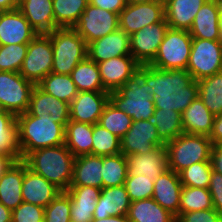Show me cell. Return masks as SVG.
Wrapping results in <instances>:
<instances>
[{"instance_id": "cell-47", "label": "cell", "mask_w": 222, "mask_h": 222, "mask_svg": "<svg viewBox=\"0 0 222 222\" xmlns=\"http://www.w3.org/2000/svg\"><path fill=\"white\" fill-rule=\"evenodd\" d=\"M12 222H44V208L22 202L12 210Z\"/></svg>"}, {"instance_id": "cell-52", "label": "cell", "mask_w": 222, "mask_h": 222, "mask_svg": "<svg viewBox=\"0 0 222 222\" xmlns=\"http://www.w3.org/2000/svg\"><path fill=\"white\" fill-rule=\"evenodd\" d=\"M213 145L222 144V113L215 115L213 121V129L209 135Z\"/></svg>"}, {"instance_id": "cell-41", "label": "cell", "mask_w": 222, "mask_h": 222, "mask_svg": "<svg viewBox=\"0 0 222 222\" xmlns=\"http://www.w3.org/2000/svg\"><path fill=\"white\" fill-rule=\"evenodd\" d=\"M98 124L121 139L130 129L132 118L109 101L103 109Z\"/></svg>"}, {"instance_id": "cell-26", "label": "cell", "mask_w": 222, "mask_h": 222, "mask_svg": "<svg viewBox=\"0 0 222 222\" xmlns=\"http://www.w3.org/2000/svg\"><path fill=\"white\" fill-rule=\"evenodd\" d=\"M24 179V160H16L0 177V202L10 209H16L22 202V182Z\"/></svg>"}, {"instance_id": "cell-36", "label": "cell", "mask_w": 222, "mask_h": 222, "mask_svg": "<svg viewBox=\"0 0 222 222\" xmlns=\"http://www.w3.org/2000/svg\"><path fill=\"white\" fill-rule=\"evenodd\" d=\"M152 121L159 138L165 144L184 133L181 113L177 111L155 108Z\"/></svg>"}, {"instance_id": "cell-34", "label": "cell", "mask_w": 222, "mask_h": 222, "mask_svg": "<svg viewBox=\"0 0 222 222\" xmlns=\"http://www.w3.org/2000/svg\"><path fill=\"white\" fill-rule=\"evenodd\" d=\"M71 78L78 92L106 91L102 85L98 64L88 57L72 70Z\"/></svg>"}, {"instance_id": "cell-21", "label": "cell", "mask_w": 222, "mask_h": 222, "mask_svg": "<svg viewBox=\"0 0 222 222\" xmlns=\"http://www.w3.org/2000/svg\"><path fill=\"white\" fill-rule=\"evenodd\" d=\"M125 55H131L130 40L120 29L87 44V57L96 63Z\"/></svg>"}, {"instance_id": "cell-16", "label": "cell", "mask_w": 222, "mask_h": 222, "mask_svg": "<svg viewBox=\"0 0 222 222\" xmlns=\"http://www.w3.org/2000/svg\"><path fill=\"white\" fill-rule=\"evenodd\" d=\"M26 112L40 119L54 120L60 124H67L70 121V104L47 94L37 85L31 92Z\"/></svg>"}, {"instance_id": "cell-17", "label": "cell", "mask_w": 222, "mask_h": 222, "mask_svg": "<svg viewBox=\"0 0 222 222\" xmlns=\"http://www.w3.org/2000/svg\"><path fill=\"white\" fill-rule=\"evenodd\" d=\"M97 64L102 85L109 93L123 86L140 66L132 55L113 57Z\"/></svg>"}, {"instance_id": "cell-44", "label": "cell", "mask_w": 222, "mask_h": 222, "mask_svg": "<svg viewBox=\"0 0 222 222\" xmlns=\"http://www.w3.org/2000/svg\"><path fill=\"white\" fill-rule=\"evenodd\" d=\"M28 43L0 45V71L20 72Z\"/></svg>"}, {"instance_id": "cell-54", "label": "cell", "mask_w": 222, "mask_h": 222, "mask_svg": "<svg viewBox=\"0 0 222 222\" xmlns=\"http://www.w3.org/2000/svg\"><path fill=\"white\" fill-rule=\"evenodd\" d=\"M19 0H0V11H11L18 8Z\"/></svg>"}, {"instance_id": "cell-22", "label": "cell", "mask_w": 222, "mask_h": 222, "mask_svg": "<svg viewBox=\"0 0 222 222\" xmlns=\"http://www.w3.org/2000/svg\"><path fill=\"white\" fill-rule=\"evenodd\" d=\"M17 9L37 34H48L59 28L55 24L53 0H19Z\"/></svg>"}, {"instance_id": "cell-27", "label": "cell", "mask_w": 222, "mask_h": 222, "mask_svg": "<svg viewBox=\"0 0 222 222\" xmlns=\"http://www.w3.org/2000/svg\"><path fill=\"white\" fill-rule=\"evenodd\" d=\"M208 0H164L165 19L170 28L188 30L199 9Z\"/></svg>"}, {"instance_id": "cell-1", "label": "cell", "mask_w": 222, "mask_h": 222, "mask_svg": "<svg viewBox=\"0 0 222 222\" xmlns=\"http://www.w3.org/2000/svg\"><path fill=\"white\" fill-rule=\"evenodd\" d=\"M142 80L153 88L155 108L183 113L198 97V82L186 69H158L142 65Z\"/></svg>"}, {"instance_id": "cell-50", "label": "cell", "mask_w": 222, "mask_h": 222, "mask_svg": "<svg viewBox=\"0 0 222 222\" xmlns=\"http://www.w3.org/2000/svg\"><path fill=\"white\" fill-rule=\"evenodd\" d=\"M89 4L119 14L125 8L127 0H89Z\"/></svg>"}, {"instance_id": "cell-12", "label": "cell", "mask_w": 222, "mask_h": 222, "mask_svg": "<svg viewBox=\"0 0 222 222\" xmlns=\"http://www.w3.org/2000/svg\"><path fill=\"white\" fill-rule=\"evenodd\" d=\"M165 19L164 1H153L143 4H126L119 13V29L131 35L150 24L162 22Z\"/></svg>"}, {"instance_id": "cell-32", "label": "cell", "mask_w": 222, "mask_h": 222, "mask_svg": "<svg viewBox=\"0 0 222 222\" xmlns=\"http://www.w3.org/2000/svg\"><path fill=\"white\" fill-rule=\"evenodd\" d=\"M127 217L130 222H176V216L153 198L131 202Z\"/></svg>"}, {"instance_id": "cell-33", "label": "cell", "mask_w": 222, "mask_h": 222, "mask_svg": "<svg viewBox=\"0 0 222 222\" xmlns=\"http://www.w3.org/2000/svg\"><path fill=\"white\" fill-rule=\"evenodd\" d=\"M37 86L47 94L69 104L78 95L77 87L71 75L51 72Z\"/></svg>"}, {"instance_id": "cell-5", "label": "cell", "mask_w": 222, "mask_h": 222, "mask_svg": "<svg viewBox=\"0 0 222 222\" xmlns=\"http://www.w3.org/2000/svg\"><path fill=\"white\" fill-rule=\"evenodd\" d=\"M53 49L52 71L71 75L72 70L87 57V44L74 28H57L47 34Z\"/></svg>"}, {"instance_id": "cell-53", "label": "cell", "mask_w": 222, "mask_h": 222, "mask_svg": "<svg viewBox=\"0 0 222 222\" xmlns=\"http://www.w3.org/2000/svg\"><path fill=\"white\" fill-rule=\"evenodd\" d=\"M19 159H21L20 155H5L0 153V177Z\"/></svg>"}, {"instance_id": "cell-18", "label": "cell", "mask_w": 222, "mask_h": 222, "mask_svg": "<svg viewBox=\"0 0 222 222\" xmlns=\"http://www.w3.org/2000/svg\"><path fill=\"white\" fill-rule=\"evenodd\" d=\"M21 191L23 202L43 208L48 206L62 192L55 184L29 169L25 161Z\"/></svg>"}, {"instance_id": "cell-59", "label": "cell", "mask_w": 222, "mask_h": 222, "mask_svg": "<svg viewBox=\"0 0 222 222\" xmlns=\"http://www.w3.org/2000/svg\"><path fill=\"white\" fill-rule=\"evenodd\" d=\"M219 12L220 17H222V0H214Z\"/></svg>"}, {"instance_id": "cell-48", "label": "cell", "mask_w": 222, "mask_h": 222, "mask_svg": "<svg viewBox=\"0 0 222 222\" xmlns=\"http://www.w3.org/2000/svg\"><path fill=\"white\" fill-rule=\"evenodd\" d=\"M176 222H222V216L212 208L178 214Z\"/></svg>"}, {"instance_id": "cell-55", "label": "cell", "mask_w": 222, "mask_h": 222, "mask_svg": "<svg viewBox=\"0 0 222 222\" xmlns=\"http://www.w3.org/2000/svg\"><path fill=\"white\" fill-rule=\"evenodd\" d=\"M90 222H130L127 215L110 216L104 219H92Z\"/></svg>"}, {"instance_id": "cell-40", "label": "cell", "mask_w": 222, "mask_h": 222, "mask_svg": "<svg viewBox=\"0 0 222 222\" xmlns=\"http://www.w3.org/2000/svg\"><path fill=\"white\" fill-rule=\"evenodd\" d=\"M0 153L20 155L17 144L16 116L2 109L0 110Z\"/></svg>"}, {"instance_id": "cell-2", "label": "cell", "mask_w": 222, "mask_h": 222, "mask_svg": "<svg viewBox=\"0 0 222 222\" xmlns=\"http://www.w3.org/2000/svg\"><path fill=\"white\" fill-rule=\"evenodd\" d=\"M17 144L21 159L30 152L65 144L66 124L21 113L16 116Z\"/></svg>"}, {"instance_id": "cell-58", "label": "cell", "mask_w": 222, "mask_h": 222, "mask_svg": "<svg viewBox=\"0 0 222 222\" xmlns=\"http://www.w3.org/2000/svg\"><path fill=\"white\" fill-rule=\"evenodd\" d=\"M218 42L222 46V17H220V22H219V38H218Z\"/></svg>"}, {"instance_id": "cell-3", "label": "cell", "mask_w": 222, "mask_h": 222, "mask_svg": "<svg viewBox=\"0 0 222 222\" xmlns=\"http://www.w3.org/2000/svg\"><path fill=\"white\" fill-rule=\"evenodd\" d=\"M28 168L66 191L71 184L75 156L65 144L40 148L23 159Z\"/></svg>"}, {"instance_id": "cell-15", "label": "cell", "mask_w": 222, "mask_h": 222, "mask_svg": "<svg viewBox=\"0 0 222 222\" xmlns=\"http://www.w3.org/2000/svg\"><path fill=\"white\" fill-rule=\"evenodd\" d=\"M109 94L107 91L78 92L70 103V120L97 124L105 105L109 102Z\"/></svg>"}, {"instance_id": "cell-13", "label": "cell", "mask_w": 222, "mask_h": 222, "mask_svg": "<svg viewBox=\"0 0 222 222\" xmlns=\"http://www.w3.org/2000/svg\"><path fill=\"white\" fill-rule=\"evenodd\" d=\"M120 144L124 156L147 153L155 147L165 145L159 138L152 119L132 121L130 129L120 139Z\"/></svg>"}, {"instance_id": "cell-19", "label": "cell", "mask_w": 222, "mask_h": 222, "mask_svg": "<svg viewBox=\"0 0 222 222\" xmlns=\"http://www.w3.org/2000/svg\"><path fill=\"white\" fill-rule=\"evenodd\" d=\"M128 176L144 175L153 181L168 169V154L166 146L155 147L143 154L125 156Z\"/></svg>"}, {"instance_id": "cell-7", "label": "cell", "mask_w": 222, "mask_h": 222, "mask_svg": "<svg viewBox=\"0 0 222 222\" xmlns=\"http://www.w3.org/2000/svg\"><path fill=\"white\" fill-rule=\"evenodd\" d=\"M191 47L192 36L188 30L169 27L149 65L164 70L187 69Z\"/></svg>"}, {"instance_id": "cell-11", "label": "cell", "mask_w": 222, "mask_h": 222, "mask_svg": "<svg viewBox=\"0 0 222 222\" xmlns=\"http://www.w3.org/2000/svg\"><path fill=\"white\" fill-rule=\"evenodd\" d=\"M73 28L85 40L86 44H89L98 38L118 30L119 14L88 3Z\"/></svg>"}, {"instance_id": "cell-6", "label": "cell", "mask_w": 222, "mask_h": 222, "mask_svg": "<svg viewBox=\"0 0 222 222\" xmlns=\"http://www.w3.org/2000/svg\"><path fill=\"white\" fill-rule=\"evenodd\" d=\"M165 146L168 169L179 173L194 163L210 161L213 143L206 135L182 133Z\"/></svg>"}, {"instance_id": "cell-8", "label": "cell", "mask_w": 222, "mask_h": 222, "mask_svg": "<svg viewBox=\"0 0 222 222\" xmlns=\"http://www.w3.org/2000/svg\"><path fill=\"white\" fill-rule=\"evenodd\" d=\"M198 81L222 71V46L218 40L192 38L186 69Z\"/></svg>"}, {"instance_id": "cell-57", "label": "cell", "mask_w": 222, "mask_h": 222, "mask_svg": "<svg viewBox=\"0 0 222 222\" xmlns=\"http://www.w3.org/2000/svg\"><path fill=\"white\" fill-rule=\"evenodd\" d=\"M153 1H164V0H127L128 3H133V4H143V3H149Z\"/></svg>"}, {"instance_id": "cell-35", "label": "cell", "mask_w": 222, "mask_h": 222, "mask_svg": "<svg viewBox=\"0 0 222 222\" xmlns=\"http://www.w3.org/2000/svg\"><path fill=\"white\" fill-rule=\"evenodd\" d=\"M198 82V96L215 116L222 113V71Z\"/></svg>"}, {"instance_id": "cell-49", "label": "cell", "mask_w": 222, "mask_h": 222, "mask_svg": "<svg viewBox=\"0 0 222 222\" xmlns=\"http://www.w3.org/2000/svg\"><path fill=\"white\" fill-rule=\"evenodd\" d=\"M208 190L211 193L213 208L222 216V174L212 170Z\"/></svg>"}, {"instance_id": "cell-14", "label": "cell", "mask_w": 222, "mask_h": 222, "mask_svg": "<svg viewBox=\"0 0 222 222\" xmlns=\"http://www.w3.org/2000/svg\"><path fill=\"white\" fill-rule=\"evenodd\" d=\"M168 28L164 19L162 22L147 25L129 36L131 55L140 65L149 64L155 58Z\"/></svg>"}, {"instance_id": "cell-56", "label": "cell", "mask_w": 222, "mask_h": 222, "mask_svg": "<svg viewBox=\"0 0 222 222\" xmlns=\"http://www.w3.org/2000/svg\"><path fill=\"white\" fill-rule=\"evenodd\" d=\"M0 222H12V211L0 202Z\"/></svg>"}, {"instance_id": "cell-29", "label": "cell", "mask_w": 222, "mask_h": 222, "mask_svg": "<svg viewBox=\"0 0 222 222\" xmlns=\"http://www.w3.org/2000/svg\"><path fill=\"white\" fill-rule=\"evenodd\" d=\"M182 128L186 134L209 136L213 129L214 115L198 96L181 114Z\"/></svg>"}, {"instance_id": "cell-46", "label": "cell", "mask_w": 222, "mask_h": 222, "mask_svg": "<svg viewBox=\"0 0 222 222\" xmlns=\"http://www.w3.org/2000/svg\"><path fill=\"white\" fill-rule=\"evenodd\" d=\"M124 187L131 202L150 199L153 196L154 181L144 175L127 176Z\"/></svg>"}, {"instance_id": "cell-38", "label": "cell", "mask_w": 222, "mask_h": 222, "mask_svg": "<svg viewBox=\"0 0 222 222\" xmlns=\"http://www.w3.org/2000/svg\"><path fill=\"white\" fill-rule=\"evenodd\" d=\"M127 176V161L123 154L102 156L103 188L124 185Z\"/></svg>"}, {"instance_id": "cell-23", "label": "cell", "mask_w": 222, "mask_h": 222, "mask_svg": "<svg viewBox=\"0 0 222 222\" xmlns=\"http://www.w3.org/2000/svg\"><path fill=\"white\" fill-rule=\"evenodd\" d=\"M182 188L179 174L167 169L155 179L152 198L164 209L177 216Z\"/></svg>"}, {"instance_id": "cell-24", "label": "cell", "mask_w": 222, "mask_h": 222, "mask_svg": "<svg viewBox=\"0 0 222 222\" xmlns=\"http://www.w3.org/2000/svg\"><path fill=\"white\" fill-rule=\"evenodd\" d=\"M131 200L124 185L102 188L93 213L94 219L127 215Z\"/></svg>"}, {"instance_id": "cell-51", "label": "cell", "mask_w": 222, "mask_h": 222, "mask_svg": "<svg viewBox=\"0 0 222 222\" xmlns=\"http://www.w3.org/2000/svg\"><path fill=\"white\" fill-rule=\"evenodd\" d=\"M210 163L213 171L222 174V144L213 145Z\"/></svg>"}, {"instance_id": "cell-10", "label": "cell", "mask_w": 222, "mask_h": 222, "mask_svg": "<svg viewBox=\"0 0 222 222\" xmlns=\"http://www.w3.org/2000/svg\"><path fill=\"white\" fill-rule=\"evenodd\" d=\"M53 49L47 34H37L29 43L20 74L37 85L52 71Z\"/></svg>"}, {"instance_id": "cell-39", "label": "cell", "mask_w": 222, "mask_h": 222, "mask_svg": "<svg viewBox=\"0 0 222 222\" xmlns=\"http://www.w3.org/2000/svg\"><path fill=\"white\" fill-rule=\"evenodd\" d=\"M212 208V197L208 188L183 186L181 190L179 214Z\"/></svg>"}, {"instance_id": "cell-31", "label": "cell", "mask_w": 222, "mask_h": 222, "mask_svg": "<svg viewBox=\"0 0 222 222\" xmlns=\"http://www.w3.org/2000/svg\"><path fill=\"white\" fill-rule=\"evenodd\" d=\"M93 125L70 120L65 127V145L75 157L92 154Z\"/></svg>"}, {"instance_id": "cell-20", "label": "cell", "mask_w": 222, "mask_h": 222, "mask_svg": "<svg viewBox=\"0 0 222 222\" xmlns=\"http://www.w3.org/2000/svg\"><path fill=\"white\" fill-rule=\"evenodd\" d=\"M36 35L18 9L0 11V45L29 43Z\"/></svg>"}, {"instance_id": "cell-42", "label": "cell", "mask_w": 222, "mask_h": 222, "mask_svg": "<svg viewBox=\"0 0 222 222\" xmlns=\"http://www.w3.org/2000/svg\"><path fill=\"white\" fill-rule=\"evenodd\" d=\"M121 153L120 138L100 124L93 125L92 155L108 156Z\"/></svg>"}, {"instance_id": "cell-45", "label": "cell", "mask_w": 222, "mask_h": 222, "mask_svg": "<svg viewBox=\"0 0 222 222\" xmlns=\"http://www.w3.org/2000/svg\"><path fill=\"white\" fill-rule=\"evenodd\" d=\"M44 222H71V200L65 191L44 208Z\"/></svg>"}, {"instance_id": "cell-30", "label": "cell", "mask_w": 222, "mask_h": 222, "mask_svg": "<svg viewBox=\"0 0 222 222\" xmlns=\"http://www.w3.org/2000/svg\"><path fill=\"white\" fill-rule=\"evenodd\" d=\"M220 15L214 0H208L197 12L189 29L192 38L218 40Z\"/></svg>"}, {"instance_id": "cell-9", "label": "cell", "mask_w": 222, "mask_h": 222, "mask_svg": "<svg viewBox=\"0 0 222 222\" xmlns=\"http://www.w3.org/2000/svg\"><path fill=\"white\" fill-rule=\"evenodd\" d=\"M34 86L19 72L0 71V108L15 116L25 113Z\"/></svg>"}, {"instance_id": "cell-28", "label": "cell", "mask_w": 222, "mask_h": 222, "mask_svg": "<svg viewBox=\"0 0 222 222\" xmlns=\"http://www.w3.org/2000/svg\"><path fill=\"white\" fill-rule=\"evenodd\" d=\"M70 186H92L102 189V156L89 154L75 157Z\"/></svg>"}, {"instance_id": "cell-25", "label": "cell", "mask_w": 222, "mask_h": 222, "mask_svg": "<svg viewBox=\"0 0 222 222\" xmlns=\"http://www.w3.org/2000/svg\"><path fill=\"white\" fill-rule=\"evenodd\" d=\"M101 190L92 186H70L65 191L71 200L72 221L90 222L93 219V213Z\"/></svg>"}, {"instance_id": "cell-4", "label": "cell", "mask_w": 222, "mask_h": 222, "mask_svg": "<svg viewBox=\"0 0 222 222\" xmlns=\"http://www.w3.org/2000/svg\"><path fill=\"white\" fill-rule=\"evenodd\" d=\"M153 98V88L142 80V65L123 86L109 94V101L132 121L152 119L155 110Z\"/></svg>"}, {"instance_id": "cell-43", "label": "cell", "mask_w": 222, "mask_h": 222, "mask_svg": "<svg viewBox=\"0 0 222 222\" xmlns=\"http://www.w3.org/2000/svg\"><path fill=\"white\" fill-rule=\"evenodd\" d=\"M212 167L210 161L194 163L180 171L179 178L183 186L208 188Z\"/></svg>"}, {"instance_id": "cell-37", "label": "cell", "mask_w": 222, "mask_h": 222, "mask_svg": "<svg viewBox=\"0 0 222 222\" xmlns=\"http://www.w3.org/2000/svg\"><path fill=\"white\" fill-rule=\"evenodd\" d=\"M89 0H53L55 24L59 28H73Z\"/></svg>"}]
</instances>
